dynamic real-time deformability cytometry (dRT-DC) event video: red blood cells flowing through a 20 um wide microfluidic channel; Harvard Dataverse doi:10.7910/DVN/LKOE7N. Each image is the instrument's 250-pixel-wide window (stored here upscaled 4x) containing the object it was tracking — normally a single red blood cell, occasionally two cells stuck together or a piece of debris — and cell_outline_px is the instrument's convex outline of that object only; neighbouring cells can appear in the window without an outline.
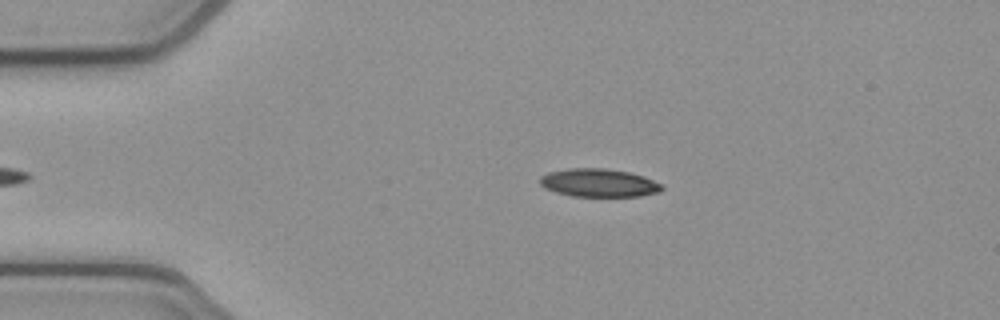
{"species": "common noctule bat (a hibernating species)", "species_latin": "Nyctalus noctula", "temperature_condition": "cold", "stored_images_in_passage": 36, "camera_frame_rate_fps": 3000, "um_per_image_px": 0.085, "animal": {"sex": "female", "body_mass_g": 21.9}, "frame": {"image": 1, "passage_image": 1, "time_ms": 0.0, "image_size_px": [1000, 320], "cell_outline_px": [[664, 188], [660, 192], [640, 196], [572, 196], [556, 192], [544, 188], [540, 184], [540, 176], [548, 172], [568, 168], [604, 168], [628, 172], [644, 176], [660, 184]], "centroid_in_image_um": [50.87, 15.54], "position_along_channel_um": 34.1, "area_um2": 20.0}}
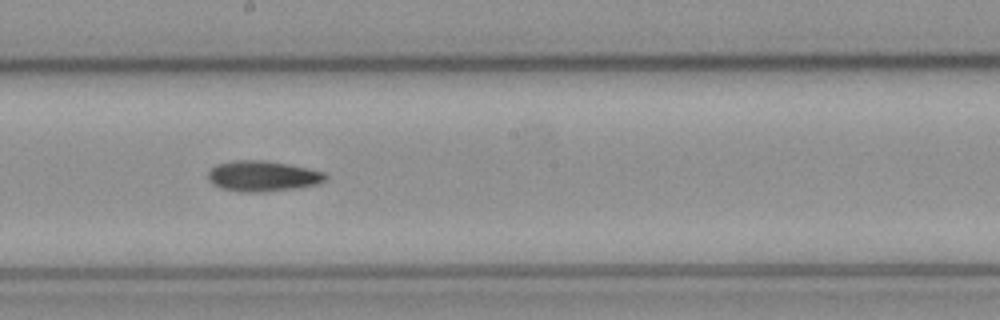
{"frame": {"image": 2, "passage_image": 19, "time_ms": 6.0, "image_size_px": [1000, 320], "cell_outline_px": [[328, 176], [324, 180], [316, 184], [296, 188], [264, 192], [240, 192], [220, 188], [212, 184], [208, 180], [208, 172], [216, 164], [232, 160], [264, 160], [288, 164], [308, 168], [324, 172]], "centroid_in_image_um": [22.29, 14.97], "position_along_channel_um": 225.9, "area_um2": 21.04}}
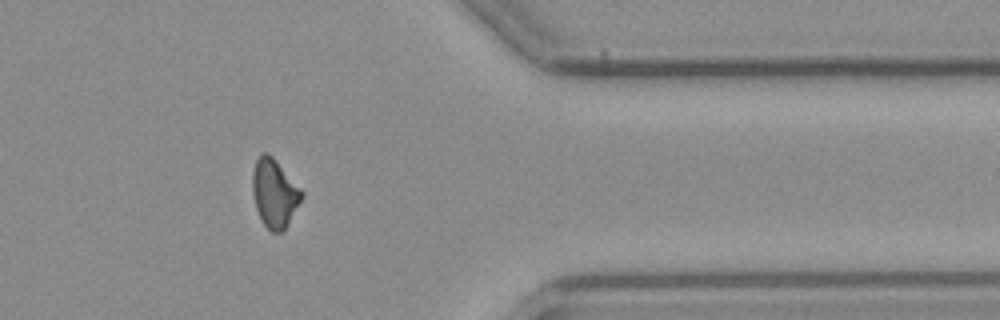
{"frame": {"image": 3, "passage_image": 33, "time_ms": 10.667, "image_size_px": [1000, 320], "cell_outline_px": [[304, 196], [284, 232], [272, 232], [260, 220], [256, 208], [252, 192], [252, 172], [256, 160], [260, 152], [268, 152], [276, 160], [304, 192]], "centroid_in_image_um": [23.33, 16.42], "position_along_channel_um": 388.1, "area_um2": 19.88}}